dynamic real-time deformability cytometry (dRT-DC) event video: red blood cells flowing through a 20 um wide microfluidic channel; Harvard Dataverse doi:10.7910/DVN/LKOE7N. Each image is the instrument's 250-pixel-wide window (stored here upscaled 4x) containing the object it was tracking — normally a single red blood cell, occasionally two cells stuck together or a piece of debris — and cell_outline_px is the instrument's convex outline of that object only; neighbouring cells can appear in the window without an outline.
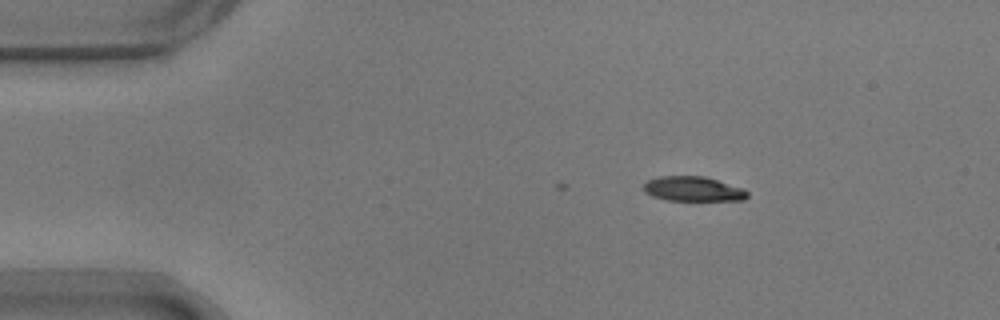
{"species": "common noctule bat (a hibernating species)", "species_latin": "Nyctalus noctula", "temperature_condition": "warm", "stored_images_in_passage": 2, "camera_frame_rate_fps": 3000, "um_per_image_px": 0.085, "animal": {"sex": "male", "body_mass_g": 17.9}, "frame": {"image": 1, "passage_image": 2, "time_ms": 0.333, "image_size_px": [1000, 320], "cell_outline_px": [[748, 196], [744, 200], [668, 200], [652, 196], [644, 192], [644, 184], [648, 180], [660, 176], [704, 176], [744, 188], [748, 192]], "centroid_in_image_um": [58.92, 16.05], "position_along_channel_um": 26.1, "area_um2": 14.91}}